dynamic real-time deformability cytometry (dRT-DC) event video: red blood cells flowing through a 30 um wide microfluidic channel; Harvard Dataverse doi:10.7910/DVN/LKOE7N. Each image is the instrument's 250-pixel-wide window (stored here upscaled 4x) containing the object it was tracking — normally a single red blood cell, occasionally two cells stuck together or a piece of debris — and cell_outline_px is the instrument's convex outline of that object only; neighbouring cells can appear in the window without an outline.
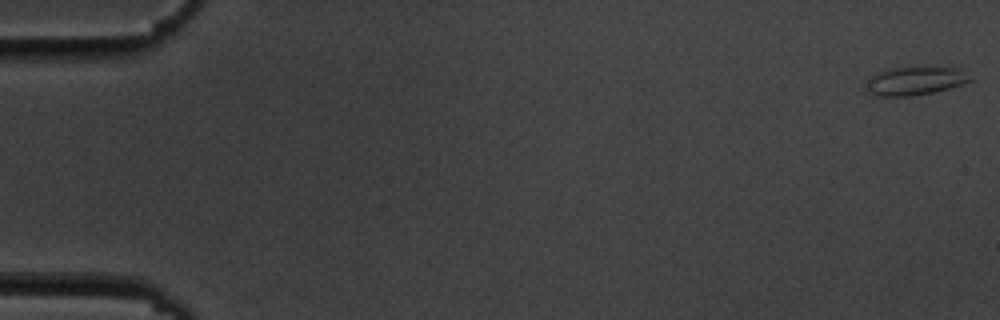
{"species": "common noctule bat (a hibernating species)", "species_latin": "Nyctalus noctula", "temperature_condition": "cold", "stored_images_in_passage": 57, "camera_frame_rate_fps": 3000, "um_per_image_px": 0.085, "animal": {"sex": "male", "body_mass_g": 19.5, "forearm_length_mm": 54.6}, "frame": {"image": 1, "passage_image": 1, "time_ms": 0.0, "image_size_px": [1000, 320], "cell_outline_px": [[972, 80], [964, 84], [936, 92], [912, 96], [880, 96], [864, 92], [864, 88], [868, 80], [872, 76], [888, 68], [924, 64], [956, 68]], "centroid_in_image_um": [77.74, 6.85], "position_along_channel_um": 7.3, "area_um2": 17.92}}
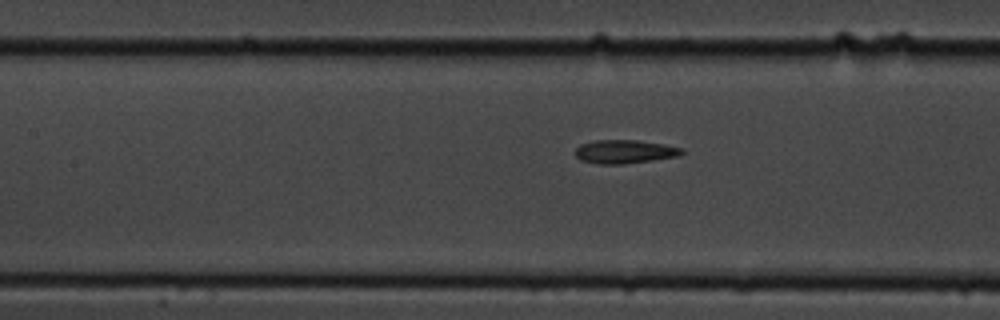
{"frame": {"image": 2, "passage_image": 26, "time_ms": 8.333, "image_size_px": [1000, 320], "cell_outline_px": [[684, 152], [680, 156], [624, 164], [596, 164], [580, 160], [576, 156], [576, 148], [580, 144], [592, 140], [636, 140], [664, 144], [680, 148]], "centroid_in_image_um": [53.06, 12.89], "position_along_channel_um": 154.3, "area_um2": 14.68}}
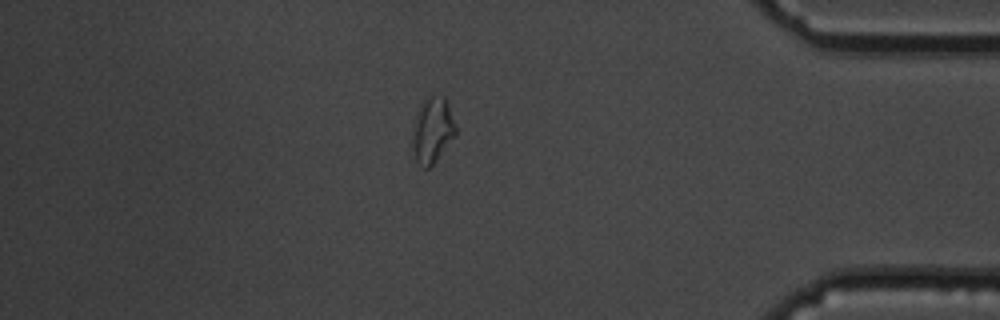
{"frame": {"image": 3, "passage_image": 49, "time_ms": 16.0, "image_size_px": [1000, 320], "cell_outline_px": [[456, 136], [436, 160], [428, 168], [424, 168], [416, 160], [412, 148], [412, 132], [420, 104], [424, 100], [432, 96], [444, 96], [448, 104], [456, 128]], "centroid_in_image_um": [36.76, 11.08], "position_along_channel_um": 398.4, "area_um2": 16.3}}